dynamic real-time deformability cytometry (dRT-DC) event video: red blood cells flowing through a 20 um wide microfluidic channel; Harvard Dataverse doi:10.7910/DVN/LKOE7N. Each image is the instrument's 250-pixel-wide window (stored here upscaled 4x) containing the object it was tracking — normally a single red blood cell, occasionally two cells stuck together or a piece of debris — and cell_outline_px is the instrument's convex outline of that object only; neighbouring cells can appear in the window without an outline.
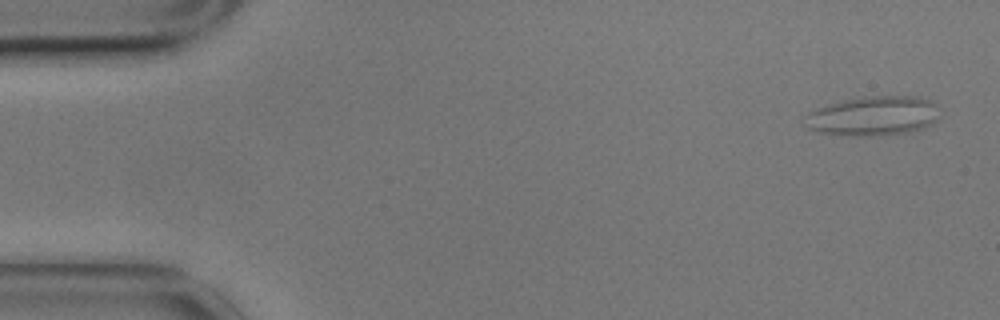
{"species": "common noctule bat (a hibernating species)", "species_latin": "Nyctalus noctula", "temperature_condition": "cold", "stored_images_in_passage": 58, "camera_frame_rate_fps": 3000, "um_per_image_px": 0.085, "animal": {"sex": "male", "body_mass_g": 17.9}, "frame": {"image": 1, "passage_image": 2, "time_ms": 0.333, "image_size_px": [1000, 320], "cell_outline_px": [[940, 116], [932, 124], [924, 128], [908, 132], [868, 136], [856, 136], [820, 132], [808, 128], [800, 120], [808, 112], [816, 108], [844, 100], [864, 96], [916, 96], [932, 100], [936, 104]], "centroid_in_image_um": [74.22, 9.85], "position_along_channel_um": 10.8, "area_um2": 31.27}}
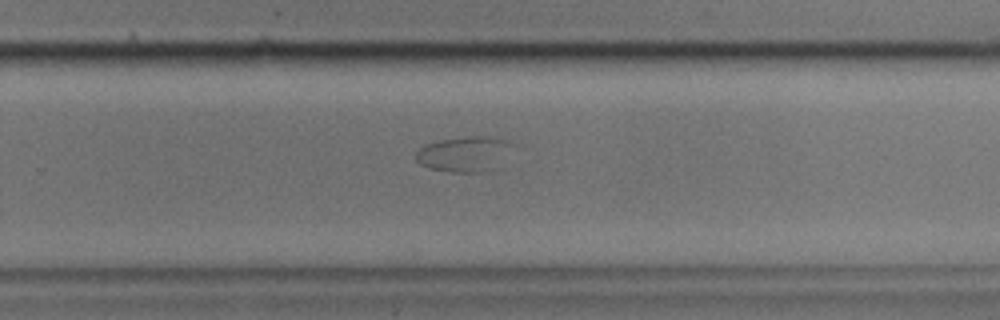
{"frame": {"image": 2, "passage_image": 37, "time_ms": 12.0, "image_size_px": [1000, 320], "cell_outline_px": [[508, 144], [484, 172], [452, 172], [428, 168], [420, 164], [416, 160], [416, 152], [424, 144], [440, 140], [468, 136], [488, 136], [504, 140]], "centroid_in_image_um": [39.19, 13.07], "position_along_channel_um": 290.6, "area_um2": 18.32}}
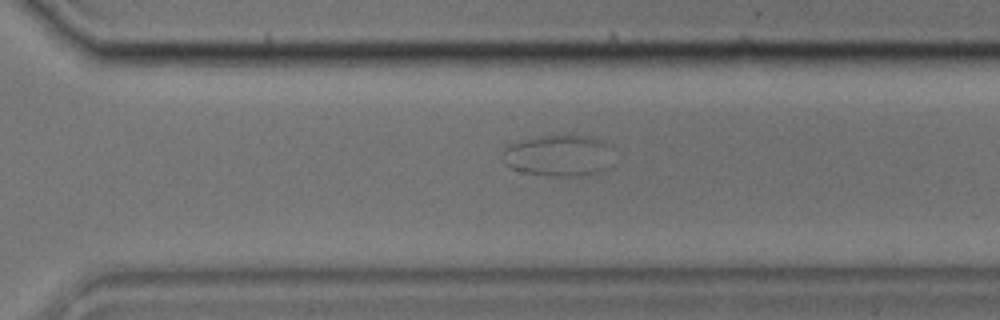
{"frame": {"image": 3, "passage_image": 40, "time_ms": 13.0, "image_size_px": [1000, 320], "cell_outline_px": [[616, 164], [612, 168], [604, 172], [584, 176], [548, 176], [524, 172], [508, 168], [504, 164], [500, 152], [504, 148], [512, 144], [524, 140], [544, 136], [588, 136], [604, 144]], "centroid_in_image_um": [47.48, 13.29], "position_along_channel_um": 323.1, "area_um2": 26.93}}